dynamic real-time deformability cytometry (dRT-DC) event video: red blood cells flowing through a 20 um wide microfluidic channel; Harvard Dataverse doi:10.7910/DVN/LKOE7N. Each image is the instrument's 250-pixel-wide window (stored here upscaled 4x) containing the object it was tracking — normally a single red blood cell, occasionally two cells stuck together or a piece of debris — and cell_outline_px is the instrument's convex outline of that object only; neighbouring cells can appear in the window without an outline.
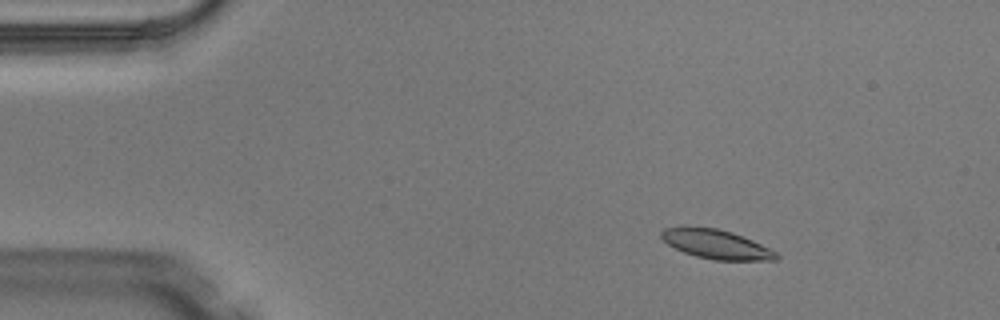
{"species": "Egyptian fruit bat (a non-hibernating species)", "species_latin": "Rousettus aegyptiacus", "temperature_condition": "warm", "stored_images_in_passage": 3, "camera_frame_rate_fps": 3000, "um_per_image_px": 0.085, "animal": {"sex": "male"}, "frame": {"image": 1, "passage_image": 1, "time_ms": 0.0, "image_size_px": [1000, 320], "cell_outline_px": [[780, 256], [776, 260], [716, 260], [696, 256], [684, 252], [668, 244], [660, 236], [660, 232], [664, 228], [716, 228], [732, 232], [752, 240], [776, 252]], "centroid_in_image_um": [60.91, 20.78], "position_along_channel_um": 24.1, "area_um2": 19.02}}